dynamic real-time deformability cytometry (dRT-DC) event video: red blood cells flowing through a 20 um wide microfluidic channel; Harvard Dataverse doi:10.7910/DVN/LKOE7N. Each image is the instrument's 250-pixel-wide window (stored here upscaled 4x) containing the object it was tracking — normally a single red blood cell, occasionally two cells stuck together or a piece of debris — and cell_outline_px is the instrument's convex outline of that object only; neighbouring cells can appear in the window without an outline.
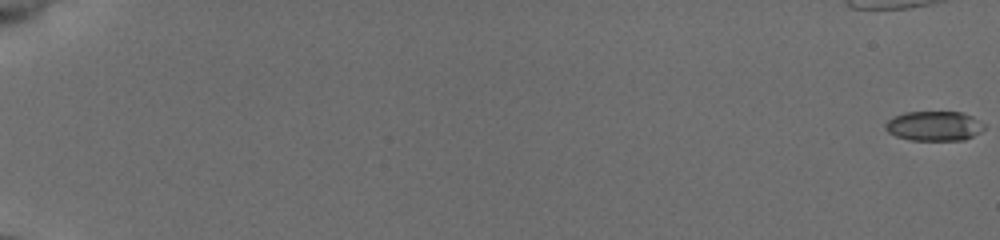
{"species": "common noctule bat (a hibernating species)", "species_latin": "Nyctalus noctula", "temperature_condition": "cold", "stored_images_in_passage": 57, "camera_frame_rate_fps": 3000, "um_per_image_px": 0.085, "animal": {"sex": "female", "body_mass_g": 19.5, "forearm_length_mm": 54.1}, "frame": {"image": 1, "passage_image": 1, "time_ms": 0.0, "image_size_px": [1000, 240], "cell_outline_px": [[984, 128], [980, 132], [964, 140], [908, 140], [896, 136], [888, 132], [884, 128], [884, 124], [892, 116], [904, 112], [960, 112], [972, 116], [984, 124]], "centroid_in_image_um": [79.35, 10.71], "position_along_channel_um": 5.6, "area_um2": 17.17}}
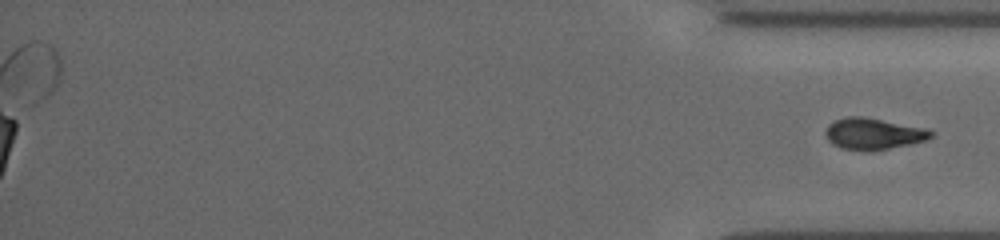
{"frame": {"image": 2, "passage_image": 57, "time_ms": 18.667, "image_size_px": [1000, 240], "cell_outline_px": [[936, 132], [928, 140], [872, 152], [868, 152], [840, 148], [832, 144], [828, 140], [824, 132], [828, 124], [836, 120], [848, 116], [864, 116], [928, 128]], "centroid_in_image_um": [74.26, 11.38], "position_along_channel_um": 360.9, "area_um2": 19.83}}